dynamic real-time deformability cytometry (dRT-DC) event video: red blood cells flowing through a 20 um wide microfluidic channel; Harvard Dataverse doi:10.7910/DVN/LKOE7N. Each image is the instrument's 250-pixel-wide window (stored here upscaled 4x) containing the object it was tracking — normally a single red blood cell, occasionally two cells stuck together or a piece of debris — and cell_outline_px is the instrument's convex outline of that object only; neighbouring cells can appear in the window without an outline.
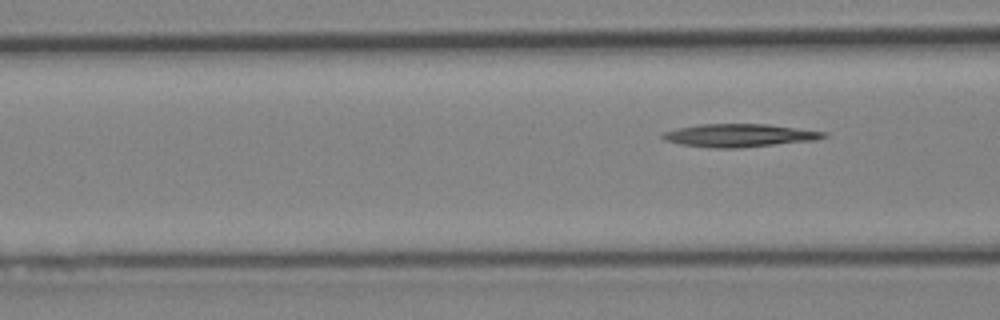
{"species": "Egyptian fruit bat (a non-hibernating species)", "species_latin": "Rousettus aegyptiacus", "temperature_condition": "cold", "stored_images_in_passage": 7, "segment_of_instrument_passage": [2, 2], "camera_frame_rate_fps": 3000, "um_per_image_px": 0.085, "animal": {"sex": "female"}, "frame": {"image": 1, "passage_image": 7, "time_ms": 8.0, "image_size_px": [1000, 320], "cell_outline_px": [[828, 136], [816, 140], [736, 148], [716, 148], [680, 144], [664, 140], [660, 136], [660, 132], [676, 128], [700, 124], [768, 124], [828, 132]], "centroid_in_image_um": [62.82, 11.5], "position_along_channel_um": 103.8, "area_um2": 21.68}}